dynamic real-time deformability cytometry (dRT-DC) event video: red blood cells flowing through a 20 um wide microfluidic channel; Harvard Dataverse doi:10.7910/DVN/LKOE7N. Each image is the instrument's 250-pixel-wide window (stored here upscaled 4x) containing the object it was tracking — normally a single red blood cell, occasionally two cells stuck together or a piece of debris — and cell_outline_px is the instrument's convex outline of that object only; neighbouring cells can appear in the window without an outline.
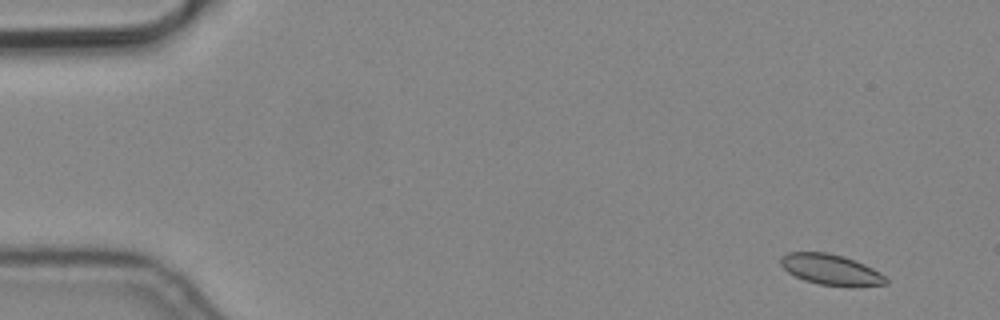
{"species": "common noctule bat (a hibernating species)", "species_latin": "Nyctalus noctula", "temperature_condition": "cold", "stored_images_in_passage": 6, "camera_frame_rate_fps": 3000, "um_per_image_px": 0.085, "animal": {"sex": "male", "body_mass_g": 19.2, "forearm_length_mm": 51.8}, "frame": {"image": 1, "passage_image": 2, "time_ms": 0.333, "image_size_px": [1000, 320], "cell_outline_px": [[888, 284], [848, 288], [820, 284], [804, 280], [788, 272], [780, 264], [780, 256], [788, 252], [828, 252], [844, 256], [864, 264], [880, 272], [888, 280]], "centroid_in_image_um": [70.65, 22.93], "position_along_channel_um": 14.4, "area_um2": 19.13}}
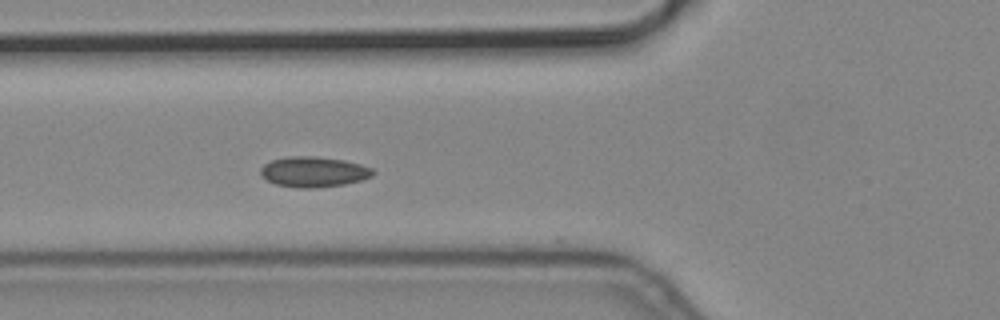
{"frame": {"image": 2, "passage_image": 6, "time_ms": 1.667, "image_size_px": [1000, 320], "cell_outline_px": [[376, 172], [372, 176], [360, 180], [344, 184], [316, 188], [296, 188], [276, 184], [260, 176], [260, 168], [264, 164], [272, 160], [288, 156], [316, 156], [344, 160], [360, 164], [372, 168]], "centroid_in_image_um": [26.65, 14.6], "position_along_channel_um": 99.2, "area_um2": 20.0}}